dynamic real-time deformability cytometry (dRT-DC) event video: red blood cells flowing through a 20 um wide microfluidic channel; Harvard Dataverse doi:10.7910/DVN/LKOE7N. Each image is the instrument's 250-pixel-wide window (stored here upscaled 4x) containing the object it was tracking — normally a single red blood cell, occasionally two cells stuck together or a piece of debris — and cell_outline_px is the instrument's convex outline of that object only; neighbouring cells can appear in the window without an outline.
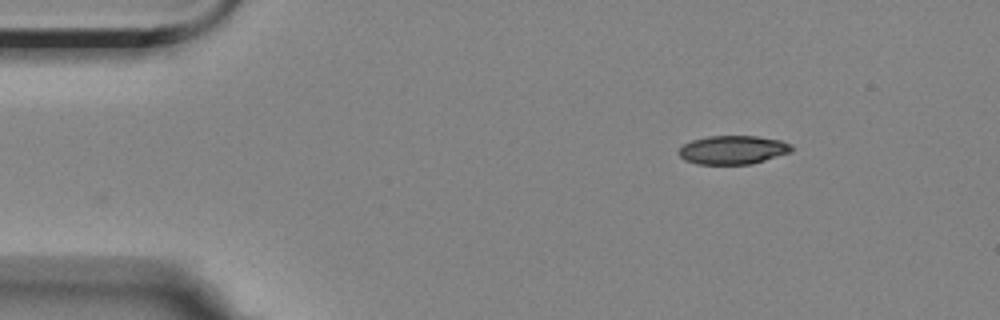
{"species": "Egyptian fruit bat (a non-hibernating species)", "species_latin": "Rousettus aegyptiacus", "temperature_condition": "room temperature", "stored_images_in_passage": 42, "camera_frame_rate_fps": 3000, "um_per_image_px": 0.085, "animal": {"sex": "female"}, "frame": {"image": 1, "passage_image": 1, "time_ms": 0.0, "image_size_px": [1000, 320], "cell_outline_px": [[796, 148], [792, 152], [752, 164], [696, 164], [684, 160], [676, 152], [684, 144], [692, 140], [708, 136], [756, 136], [780, 140], [792, 144]], "centroid_in_image_um": [62.32, 12.74], "position_along_channel_um": 22.7, "area_um2": 19.07}}
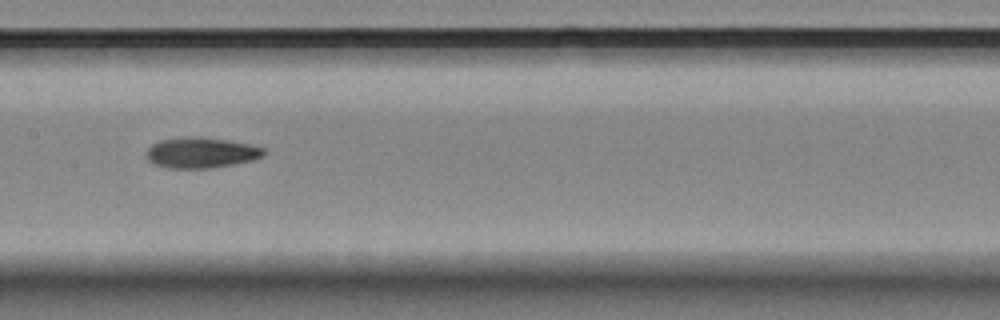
{"frame": {"image": 2, "passage_image": 21, "time_ms": 6.667, "image_size_px": [1000, 320], "cell_outline_px": [[264, 156], [252, 160], [212, 168], [168, 168], [152, 164], [144, 156], [148, 148], [152, 144], [160, 140], [184, 136], [200, 136], [228, 140], [248, 144], [264, 148]], "centroid_in_image_um": [17.04, 12.97], "position_along_channel_um": 190.4, "area_um2": 21.15}}
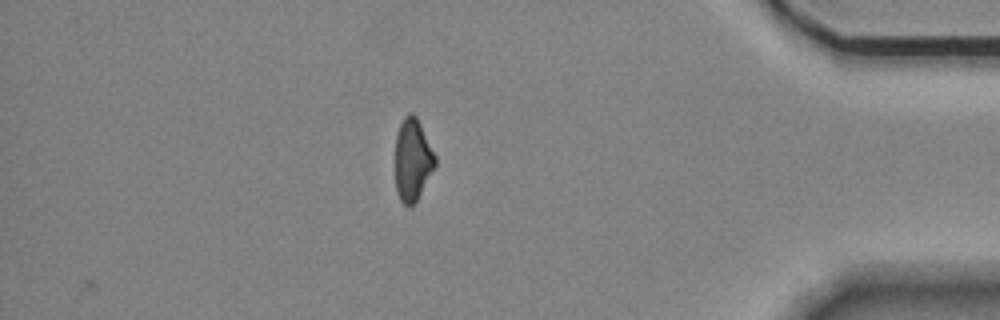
{"frame": {"image": 3, "passage_image": 42, "time_ms": 13.667, "image_size_px": [1000, 320], "cell_outline_px": [[436, 164], [416, 200], [408, 208], [400, 200], [396, 192], [396, 136], [400, 124], [404, 116], [408, 112], [412, 112], [416, 116], [436, 156]], "centroid_in_image_um": [35.06, 13.56], "position_along_channel_um": 400.1, "area_um2": 18.84}, "authors_computed_cell_mechanics": {"area_um2": 20.3456, "velocity_mm_per_s": 3.5379, "shape_relaxation_time_tau1_ms": 11.1145, "shape_relaxation_time_tau2_ms": 7.9531, "deformation_change_tau1": 0.2095, "deformation_change_tau2": 0.1603}}